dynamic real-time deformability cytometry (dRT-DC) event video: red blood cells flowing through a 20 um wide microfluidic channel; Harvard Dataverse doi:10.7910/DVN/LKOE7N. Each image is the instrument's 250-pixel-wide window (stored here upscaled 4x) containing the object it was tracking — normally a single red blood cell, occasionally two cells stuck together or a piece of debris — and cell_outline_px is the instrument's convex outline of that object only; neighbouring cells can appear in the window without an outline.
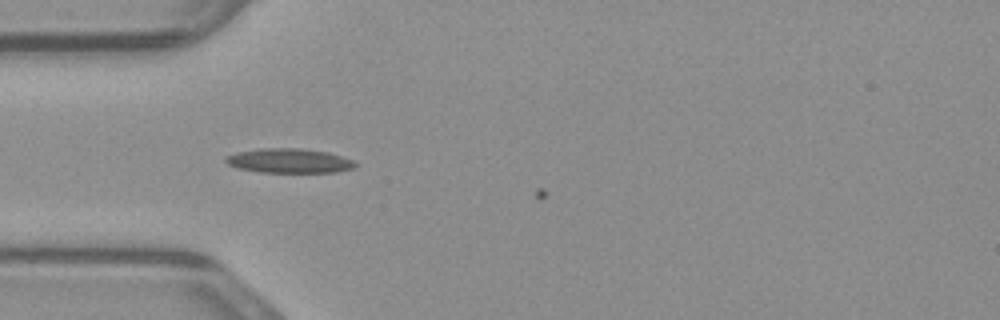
{"species": "common noctule bat (a hibernating species)", "species_latin": "Nyctalus noctula", "temperature_condition": "warm", "stored_images_in_passage": 6, "camera_frame_rate_fps": 3000, "um_per_image_px": 0.085, "animal": {"sex": "male", "body_mass_g": 23.1, "forearm_length_mm": 52.7}, "frame": {"image": 1, "passage_image": 5, "time_ms": 1.333, "image_size_px": [1000, 320], "cell_outline_px": [[360, 164], [356, 168], [336, 172], [260, 172], [236, 168], [228, 164], [224, 160], [224, 156], [236, 152], [260, 148], [300, 148], [328, 152], [352, 160]], "centroid_in_image_um": [24.57, 13.66], "position_along_channel_um": 60.4, "area_um2": 18.67}}